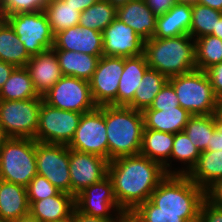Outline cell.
I'll return each mask as SVG.
<instances>
[{
    "mask_svg": "<svg viewBox=\"0 0 222 222\" xmlns=\"http://www.w3.org/2000/svg\"><path fill=\"white\" fill-rule=\"evenodd\" d=\"M108 176L119 207L124 212H132L150 199L167 173L159 162L137 154L111 160L108 164Z\"/></svg>",
    "mask_w": 222,
    "mask_h": 222,
    "instance_id": "cell-1",
    "label": "cell"
},
{
    "mask_svg": "<svg viewBox=\"0 0 222 222\" xmlns=\"http://www.w3.org/2000/svg\"><path fill=\"white\" fill-rule=\"evenodd\" d=\"M149 200L161 213L183 214L186 222H199L205 190L187 175H167L152 192Z\"/></svg>",
    "mask_w": 222,
    "mask_h": 222,
    "instance_id": "cell-2",
    "label": "cell"
},
{
    "mask_svg": "<svg viewBox=\"0 0 222 222\" xmlns=\"http://www.w3.org/2000/svg\"><path fill=\"white\" fill-rule=\"evenodd\" d=\"M108 161L140 154L144 130L142 111L126 106L105 105Z\"/></svg>",
    "mask_w": 222,
    "mask_h": 222,
    "instance_id": "cell-3",
    "label": "cell"
},
{
    "mask_svg": "<svg viewBox=\"0 0 222 222\" xmlns=\"http://www.w3.org/2000/svg\"><path fill=\"white\" fill-rule=\"evenodd\" d=\"M143 54L149 68L168 78L196 69L195 40L190 35L152 37L145 41Z\"/></svg>",
    "mask_w": 222,
    "mask_h": 222,
    "instance_id": "cell-4",
    "label": "cell"
},
{
    "mask_svg": "<svg viewBox=\"0 0 222 222\" xmlns=\"http://www.w3.org/2000/svg\"><path fill=\"white\" fill-rule=\"evenodd\" d=\"M168 82L176 92L179 105L191 115L217 114L219 100L205 71L195 69L169 77Z\"/></svg>",
    "mask_w": 222,
    "mask_h": 222,
    "instance_id": "cell-5",
    "label": "cell"
},
{
    "mask_svg": "<svg viewBox=\"0 0 222 222\" xmlns=\"http://www.w3.org/2000/svg\"><path fill=\"white\" fill-rule=\"evenodd\" d=\"M36 175V140L9 138L0 148V179L27 187Z\"/></svg>",
    "mask_w": 222,
    "mask_h": 222,
    "instance_id": "cell-6",
    "label": "cell"
},
{
    "mask_svg": "<svg viewBox=\"0 0 222 222\" xmlns=\"http://www.w3.org/2000/svg\"><path fill=\"white\" fill-rule=\"evenodd\" d=\"M42 96L27 100H0V124L9 138L34 139Z\"/></svg>",
    "mask_w": 222,
    "mask_h": 222,
    "instance_id": "cell-7",
    "label": "cell"
},
{
    "mask_svg": "<svg viewBox=\"0 0 222 222\" xmlns=\"http://www.w3.org/2000/svg\"><path fill=\"white\" fill-rule=\"evenodd\" d=\"M7 22L30 56L52 49L54 34L44 11L9 15Z\"/></svg>",
    "mask_w": 222,
    "mask_h": 222,
    "instance_id": "cell-8",
    "label": "cell"
},
{
    "mask_svg": "<svg viewBox=\"0 0 222 222\" xmlns=\"http://www.w3.org/2000/svg\"><path fill=\"white\" fill-rule=\"evenodd\" d=\"M82 114L55 108L42 100L34 139L37 142L68 146L75 135Z\"/></svg>",
    "mask_w": 222,
    "mask_h": 222,
    "instance_id": "cell-9",
    "label": "cell"
},
{
    "mask_svg": "<svg viewBox=\"0 0 222 222\" xmlns=\"http://www.w3.org/2000/svg\"><path fill=\"white\" fill-rule=\"evenodd\" d=\"M42 98L50 106L78 113H86L97 107L89 81L72 76H62Z\"/></svg>",
    "mask_w": 222,
    "mask_h": 222,
    "instance_id": "cell-10",
    "label": "cell"
},
{
    "mask_svg": "<svg viewBox=\"0 0 222 222\" xmlns=\"http://www.w3.org/2000/svg\"><path fill=\"white\" fill-rule=\"evenodd\" d=\"M71 150L95 154L108 160L105 105L83 113L75 135L68 145Z\"/></svg>",
    "mask_w": 222,
    "mask_h": 222,
    "instance_id": "cell-11",
    "label": "cell"
},
{
    "mask_svg": "<svg viewBox=\"0 0 222 222\" xmlns=\"http://www.w3.org/2000/svg\"><path fill=\"white\" fill-rule=\"evenodd\" d=\"M36 168L37 174L44 176L61 192L71 194L67 145L36 141Z\"/></svg>",
    "mask_w": 222,
    "mask_h": 222,
    "instance_id": "cell-12",
    "label": "cell"
},
{
    "mask_svg": "<svg viewBox=\"0 0 222 222\" xmlns=\"http://www.w3.org/2000/svg\"><path fill=\"white\" fill-rule=\"evenodd\" d=\"M75 208L86 215L119 220L124 211L119 207L109 176L85 188L75 196Z\"/></svg>",
    "mask_w": 222,
    "mask_h": 222,
    "instance_id": "cell-13",
    "label": "cell"
},
{
    "mask_svg": "<svg viewBox=\"0 0 222 222\" xmlns=\"http://www.w3.org/2000/svg\"><path fill=\"white\" fill-rule=\"evenodd\" d=\"M124 69V57L102 55L89 80L91 94L97 106H116L118 85Z\"/></svg>",
    "mask_w": 222,
    "mask_h": 222,
    "instance_id": "cell-14",
    "label": "cell"
},
{
    "mask_svg": "<svg viewBox=\"0 0 222 222\" xmlns=\"http://www.w3.org/2000/svg\"><path fill=\"white\" fill-rule=\"evenodd\" d=\"M109 161L101 156L69 149L71 195H78L85 188L108 175Z\"/></svg>",
    "mask_w": 222,
    "mask_h": 222,
    "instance_id": "cell-15",
    "label": "cell"
},
{
    "mask_svg": "<svg viewBox=\"0 0 222 222\" xmlns=\"http://www.w3.org/2000/svg\"><path fill=\"white\" fill-rule=\"evenodd\" d=\"M102 37L104 56L128 58L143 54L145 40L118 18L102 31Z\"/></svg>",
    "mask_w": 222,
    "mask_h": 222,
    "instance_id": "cell-16",
    "label": "cell"
},
{
    "mask_svg": "<svg viewBox=\"0 0 222 222\" xmlns=\"http://www.w3.org/2000/svg\"><path fill=\"white\" fill-rule=\"evenodd\" d=\"M52 49L102 56V32L79 25L67 28L54 35V44Z\"/></svg>",
    "mask_w": 222,
    "mask_h": 222,
    "instance_id": "cell-17",
    "label": "cell"
},
{
    "mask_svg": "<svg viewBox=\"0 0 222 222\" xmlns=\"http://www.w3.org/2000/svg\"><path fill=\"white\" fill-rule=\"evenodd\" d=\"M25 67L30 74L35 90L41 96L63 76L53 49L31 56Z\"/></svg>",
    "mask_w": 222,
    "mask_h": 222,
    "instance_id": "cell-18",
    "label": "cell"
},
{
    "mask_svg": "<svg viewBox=\"0 0 222 222\" xmlns=\"http://www.w3.org/2000/svg\"><path fill=\"white\" fill-rule=\"evenodd\" d=\"M117 18L130 26L145 41L156 31V16L144 0H132L117 8Z\"/></svg>",
    "mask_w": 222,
    "mask_h": 222,
    "instance_id": "cell-19",
    "label": "cell"
},
{
    "mask_svg": "<svg viewBox=\"0 0 222 222\" xmlns=\"http://www.w3.org/2000/svg\"><path fill=\"white\" fill-rule=\"evenodd\" d=\"M192 4L177 2L167 13L156 18L155 38L189 35Z\"/></svg>",
    "mask_w": 222,
    "mask_h": 222,
    "instance_id": "cell-20",
    "label": "cell"
},
{
    "mask_svg": "<svg viewBox=\"0 0 222 222\" xmlns=\"http://www.w3.org/2000/svg\"><path fill=\"white\" fill-rule=\"evenodd\" d=\"M30 213L40 222H55L72 215L75 197L66 192L39 201H29Z\"/></svg>",
    "mask_w": 222,
    "mask_h": 222,
    "instance_id": "cell-21",
    "label": "cell"
},
{
    "mask_svg": "<svg viewBox=\"0 0 222 222\" xmlns=\"http://www.w3.org/2000/svg\"><path fill=\"white\" fill-rule=\"evenodd\" d=\"M148 68L144 54L124 58V69L118 85L116 106L128 107L133 102L135 91Z\"/></svg>",
    "mask_w": 222,
    "mask_h": 222,
    "instance_id": "cell-22",
    "label": "cell"
},
{
    "mask_svg": "<svg viewBox=\"0 0 222 222\" xmlns=\"http://www.w3.org/2000/svg\"><path fill=\"white\" fill-rule=\"evenodd\" d=\"M28 213L26 187L0 179V219L13 222Z\"/></svg>",
    "mask_w": 222,
    "mask_h": 222,
    "instance_id": "cell-23",
    "label": "cell"
},
{
    "mask_svg": "<svg viewBox=\"0 0 222 222\" xmlns=\"http://www.w3.org/2000/svg\"><path fill=\"white\" fill-rule=\"evenodd\" d=\"M144 129L157 130L176 134L183 132L192 116L180 105L174 108H160V110H143Z\"/></svg>",
    "mask_w": 222,
    "mask_h": 222,
    "instance_id": "cell-24",
    "label": "cell"
},
{
    "mask_svg": "<svg viewBox=\"0 0 222 222\" xmlns=\"http://www.w3.org/2000/svg\"><path fill=\"white\" fill-rule=\"evenodd\" d=\"M199 156L200 151L194 146L188 135L184 131L178 132L174 134L170 160L163 166V168L167 175H188L197 164ZM173 161L180 162L181 168H172Z\"/></svg>",
    "mask_w": 222,
    "mask_h": 222,
    "instance_id": "cell-25",
    "label": "cell"
},
{
    "mask_svg": "<svg viewBox=\"0 0 222 222\" xmlns=\"http://www.w3.org/2000/svg\"><path fill=\"white\" fill-rule=\"evenodd\" d=\"M63 76H72L89 81L101 56L68 50H54Z\"/></svg>",
    "mask_w": 222,
    "mask_h": 222,
    "instance_id": "cell-26",
    "label": "cell"
},
{
    "mask_svg": "<svg viewBox=\"0 0 222 222\" xmlns=\"http://www.w3.org/2000/svg\"><path fill=\"white\" fill-rule=\"evenodd\" d=\"M187 176L206 190L216 180L222 178V150L201 152L197 164Z\"/></svg>",
    "mask_w": 222,
    "mask_h": 222,
    "instance_id": "cell-27",
    "label": "cell"
},
{
    "mask_svg": "<svg viewBox=\"0 0 222 222\" xmlns=\"http://www.w3.org/2000/svg\"><path fill=\"white\" fill-rule=\"evenodd\" d=\"M174 134L144 129L140 154L164 166L170 160Z\"/></svg>",
    "mask_w": 222,
    "mask_h": 222,
    "instance_id": "cell-28",
    "label": "cell"
},
{
    "mask_svg": "<svg viewBox=\"0 0 222 222\" xmlns=\"http://www.w3.org/2000/svg\"><path fill=\"white\" fill-rule=\"evenodd\" d=\"M39 96L26 67H16L0 89V100H27Z\"/></svg>",
    "mask_w": 222,
    "mask_h": 222,
    "instance_id": "cell-29",
    "label": "cell"
},
{
    "mask_svg": "<svg viewBox=\"0 0 222 222\" xmlns=\"http://www.w3.org/2000/svg\"><path fill=\"white\" fill-rule=\"evenodd\" d=\"M168 80L169 78L164 74L155 69L148 68L135 91L133 102L128 107L139 111L149 108Z\"/></svg>",
    "mask_w": 222,
    "mask_h": 222,
    "instance_id": "cell-30",
    "label": "cell"
},
{
    "mask_svg": "<svg viewBox=\"0 0 222 222\" xmlns=\"http://www.w3.org/2000/svg\"><path fill=\"white\" fill-rule=\"evenodd\" d=\"M31 56L6 21L0 28V60L16 67H25Z\"/></svg>",
    "mask_w": 222,
    "mask_h": 222,
    "instance_id": "cell-31",
    "label": "cell"
},
{
    "mask_svg": "<svg viewBox=\"0 0 222 222\" xmlns=\"http://www.w3.org/2000/svg\"><path fill=\"white\" fill-rule=\"evenodd\" d=\"M44 12L54 35L67 28L79 25L81 12L63 0H49Z\"/></svg>",
    "mask_w": 222,
    "mask_h": 222,
    "instance_id": "cell-32",
    "label": "cell"
},
{
    "mask_svg": "<svg viewBox=\"0 0 222 222\" xmlns=\"http://www.w3.org/2000/svg\"><path fill=\"white\" fill-rule=\"evenodd\" d=\"M215 130L216 114L192 115L184 128V132L200 153L206 151L210 145L211 136Z\"/></svg>",
    "mask_w": 222,
    "mask_h": 222,
    "instance_id": "cell-33",
    "label": "cell"
},
{
    "mask_svg": "<svg viewBox=\"0 0 222 222\" xmlns=\"http://www.w3.org/2000/svg\"><path fill=\"white\" fill-rule=\"evenodd\" d=\"M116 18L117 8L107 0H99L81 12L79 26L102 32Z\"/></svg>",
    "mask_w": 222,
    "mask_h": 222,
    "instance_id": "cell-34",
    "label": "cell"
},
{
    "mask_svg": "<svg viewBox=\"0 0 222 222\" xmlns=\"http://www.w3.org/2000/svg\"><path fill=\"white\" fill-rule=\"evenodd\" d=\"M196 69L206 71L222 62V39L206 35L195 39Z\"/></svg>",
    "mask_w": 222,
    "mask_h": 222,
    "instance_id": "cell-35",
    "label": "cell"
},
{
    "mask_svg": "<svg viewBox=\"0 0 222 222\" xmlns=\"http://www.w3.org/2000/svg\"><path fill=\"white\" fill-rule=\"evenodd\" d=\"M222 12L199 3L192 4V21L189 35L195 40L211 35L216 30L217 20Z\"/></svg>",
    "mask_w": 222,
    "mask_h": 222,
    "instance_id": "cell-36",
    "label": "cell"
},
{
    "mask_svg": "<svg viewBox=\"0 0 222 222\" xmlns=\"http://www.w3.org/2000/svg\"><path fill=\"white\" fill-rule=\"evenodd\" d=\"M131 213L141 222H186L183 214L161 213L150 200L138 205Z\"/></svg>",
    "mask_w": 222,
    "mask_h": 222,
    "instance_id": "cell-37",
    "label": "cell"
},
{
    "mask_svg": "<svg viewBox=\"0 0 222 222\" xmlns=\"http://www.w3.org/2000/svg\"><path fill=\"white\" fill-rule=\"evenodd\" d=\"M26 189L28 201H39L47 197L55 196L60 192L48 179L39 174L30 181Z\"/></svg>",
    "mask_w": 222,
    "mask_h": 222,
    "instance_id": "cell-38",
    "label": "cell"
},
{
    "mask_svg": "<svg viewBox=\"0 0 222 222\" xmlns=\"http://www.w3.org/2000/svg\"><path fill=\"white\" fill-rule=\"evenodd\" d=\"M49 0H0L6 16L16 13L44 11Z\"/></svg>",
    "mask_w": 222,
    "mask_h": 222,
    "instance_id": "cell-39",
    "label": "cell"
},
{
    "mask_svg": "<svg viewBox=\"0 0 222 222\" xmlns=\"http://www.w3.org/2000/svg\"><path fill=\"white\" fill-rule=\"evenodd\" d=\"M179 106L178 97L173 86L167 82L154 98L149 108L145 110H160V108H174Z\"/></svg>",
    "mask_w": 222,
    "mask_h": 222,
    "instance_id": "cell-40",
    "label": "cell"
},
{
    "mask_svg": "<svg viewBox=\"0 0 222 222\" xmlns=\"http://www.w3.org/2000/svg\"><path fill=\"white\" fill-rule=\"evenodd\" d=\"M199 222H222V209L213 206L205 199L200 207Z\"/></svg>",
    "mask_w": 222,
    "mask_h": 222,
    "instance_id": "cell-41",
    "label": "cell"
},
{
    "mask_svg": "<svg viewBox=\"0 0 222 222\" xmlns=\"http://www.w3.org/2000/svg\"><path fill=\"white\" fill-rule=\"evenodd\" d=\"M205 72L209 77L215 96L218 100L222 99V62L212 66Z\"/></svg>",
    "mask_w": 222,
    "mask_h": 222,
    "instance_id": "cell-42",
    "label": "cell"
},
{
    "mask_svg": "<svg viewBox=\"0 0 222 222\" xmlns=\"http://www.w3.org/2000/svg\"><path fill=\"white\" fill-rule=\"evenodd\" d=\"M205 199L213 206L222 209V178L216 180L205 190Z\"/></svg>",
    "mask_w": 222,
    "mask_h": 222,
    "instance_id": "cell-43",
    "label": "cell"
},
{
    "mask_svg": "<svg viewBox=\"0 0 222 222\" xmlns=\"http://www.w3.org/2000/svg\"><path fill=\"white\" fill-rule=\"evenodd\" d=\"M156 17L167 13L177 2L176 0H144Z\"/></svg>",
    "mask_w": 222,
    "mask_h": 222,
    "instance_id": "cell-44",
    "label": "cell"
},
{
    "mask_svg": "<svg viewBox=\"0 0 222 222\" xmlns=\"http://www.w3.org/2000/svg\"><path fill=\"white\" fill-rule=\"evenodd\" d=\"M206 150L220 151L222 150V119L216 114V130L211 136L210 145Z\"/></svg>",
    "mask_w": 222,
    "mask_h": 222,
    "instance_id": "cell-45",
    "label": "cell"
},
{
    "mask_svg": "<svg viewBox=\"0 0 222 222\" xmlns=\"http://www.w3.org/2000/svg\"><path fill=\"white\" fill-rule=\"evenodd\" d=\"M74 221L75 222H117L118 220H108L101 217H94L86 215L82 212H79L76 208L73 211Z\"/></svg>",
    "mask_w": 222,
    "mask_h": 222,
    "instance_id": "cell-46",
    "label": "cell"
},
{
    "mask_svg": "<svg viewBox=\"0 0 222 222\" xmlns=\"http://www.w3.org/2000/svg\"><path fill=\"white\" fill-rule=\"evenodd\" d=\"M16 66L0 60V89L4 83L9 79Z\"/></svg>",
    "mask_w": 222,
    "mask_h": 222,
    "instance_id": "cell-47",
    "label": "cell"
},
{
    "mask_svg": "<svg viewBox=\"0 0 222 222\" xmlns=\"http://www.w3.org/2000/svg\"><path fill=\"white\" fill-rule=\"evenodd\" d=\"M65 3L77 8V11L83 12L91 5L97 3L99 0H63Z\"/></svg>",
    "mask_w": 222,
    "mask_h": 222,
    "instance_id": "cell-48",
    "label": "cell"
},
{
    "mask_svg": "<svg viewBox=\"0 0 222 222\" xmlns=\"http://www.w3.org/2000/svg\"><path fill=\"white\" fill-rule=\"evenodd\" d=\"M197 3L222 12V0H198Z\"/></svg>",
    "mask_w": 222,
    "mask_h": 222,
    "instance_id": "cell-49",
    "label": "cell"
},
{
    "mask_svg": "<svg viewBox=\"0 0 222 222\" xmlns=\"http://www.w3.org/2000/svg\"><path fill=\"white\" fill-rule=\"evenodd\" d=\"M120 222H141L131 212H124L120 215Z\"/></svg>",
    "mask_w": 222,
    "mask_h": 222,
    "instance_id": "cell-50",
    "label": "cell"
},
{
    "mask_svg": "<svg viewBox=\"0 0 222 222\" xmlns=\"http://www.w3.org/2000/svg\"><path fill=\"white\" fill-rule=\"evenodd\" d=\"M13 222H40L35 216H33L31 213H28L24 216H21L19 219L13 221Z\"/></svg>",
    "mask_w": 222,
    "mask_h": 222,
    "instance_id": "cell-51",
    "label": "cell"
},
{
    "mask_svg": "<svg viewBox=\"0 0 222 222\" xmlns=\"http://www.w3.org/2000/svg\"><path fill=\"white\" fill-rule=\"evenodd\" d=\"M222 39V16L217 20L216 30L211 34Z\"/></svg>",
    "mask_w": 222,
    "mask_h": 222,
    "instance_id": "cell-52",
    "label": "cell"
},
{
    "mask_svg": "<svg viewBox=\"0 0 222 222\" xmlns=\"http://www.w3.org/2000/svg\"><path fill=\"white\" fill-rule=\"evenodd\" d=\"M107 1L110 2V4L113 5L114 7L119 8L132 0H107Z\"/></svg>",
    "mask_w": 222,
    "mask_h": 222,
    "instance_id": "cell-53",
    "label": "cell"
},
{
    "mask_svg": "<svg viewBox=\"0 0 222 222\" xmlns=\"http://www.w3.org/2000/svg\"><path fill=\"white\" fill-rule=\"evenodd\" d=\"M9 139L8 135L5 133L4 129L0 124V148Z\"/></svg>",
    "mask_w": 222,
    "mask_h": 222,
    "instance_id": "cell-54",
    "label": "cell"
},
{
    "mask_svg": "<svg viewBox=\"0 0 222 222\" xmlns=\"http://www.w3.org/2000/svg\"><path fill=\"white\" fill-rule=\"evenodd\" d=\"M7 21V16L4 12V10L0 7V28L3 26V24Z\"/></svg>",
    "mask_w": 222,
    "mask_h": 222,
    "instance_id": "cell-55",
    "label": "cell"
},
{
    "mask_svg": "<svg viewBox=\"0 0 222 222\" xmlns=\"http://www.w3.org/2000/svg\"><path fill=\"white\" fill-rule=\"evenodd\" d=\"M217 116L222 119V99L218 101Z\"/></svg>",
    "mask_w": 222,
    "mask_h": 222,
    "instance_id": "cell-56",
    "label": "cell"
},
{
    "mask_svg": "<svg viewBox=\"0 0 222 222\" xmlns=\"http://www.w3.org/2000/svg\"><path fill=\"white\" fill-rule=\"evenodd\" d=\"M55 222H75L73 214L69 216L68 218H65L63 220L55 221Z\"/></svg>",
    "mask_w": 222,
    "mask_h": 222,
    "instance_id": "cell-57",
    "label": "cell"
},
{
    "mask_svg": "<svg viewBox=\"0 0 222 222\" xmlns=\"http://www.w3.org/2000/svg\"><path fill=\"white\" fill-rule=\"evenodd\" d=\"M198 0H176V2L195 4Z\"/></svg>",
    "mask_w": 222,
    "mask_h": 222,
    "instance_id": "cell-58",
    "label": "cell"
},
{
    "mask_svg": "<svg viewBox=\"0 0 222 222\" xmlns=\"http://www.w3.org/2000/svg\"><path fill=\"white\" fill-rule=\"evenodd\" d=\"M0 222H8V221H5V220H3V219H0Z\"/></svg>",
    "mask_w": 222,
    "mask_h": 222,
    "instance_id": "cell-59",
    "label": "cell"
}]
</instances>
